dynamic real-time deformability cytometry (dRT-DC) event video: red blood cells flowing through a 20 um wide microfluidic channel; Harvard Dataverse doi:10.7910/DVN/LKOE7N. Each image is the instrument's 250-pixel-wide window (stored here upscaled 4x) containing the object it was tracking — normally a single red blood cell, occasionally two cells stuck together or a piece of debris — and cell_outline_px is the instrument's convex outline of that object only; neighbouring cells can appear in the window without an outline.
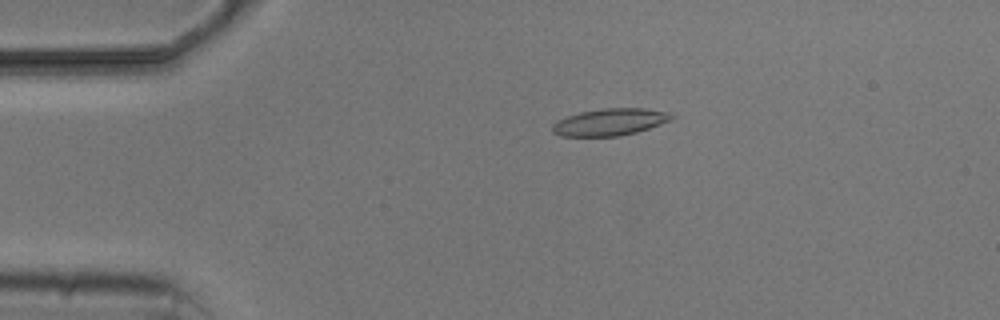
{"species": "common noctule bat (a hibernating species)", "species_latin": "Nyctalus noctula", "temperature_condition": "cold", "stored_images_in_passage": 6, "camera_frame_rate_fps": 3000, "um_per_image_px": 0.085, "animal": {"sex": "male", "body_mass_g": 20.5, "forearm_length_mm": 52.5}, "frame": {"image": 1, "passage_image": 3, "time_ms": 2.333, "image_size_px": [1000, 320], "cell_outline_px": [[676, 116], [672, 120], [636, 132], [620, 136], [560, 136], [552, 132], [552, 124], [568, 116], [580, 112], [600, 108], [644, 108], [672, 112]], "centroid_in_image_um": [51.89, 10.36], "position_along_channel_um": 33.1, "area_um2": 18.84}}
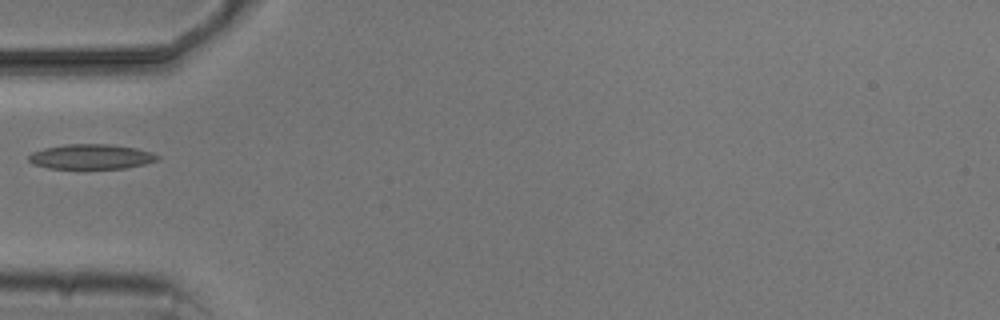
{"frame": {"image": 2, "passage_image": 5, "time_ms": 4.667, "image_size_px": [1000, 320], "cell_outline_px": [[160, 160], [144, 164], [124, 168], [84, 172], [48, 168], [32, 164], [28, 160], [28, 156], [32, 152], [44, 148], [64, 144], [112, 144], [136, 148], [152, 152], [160, 156]], "centroid_in_image_um": [7.73, 13.37], "position_along_channel_um": 77.3, "area_um2": 19.88}}
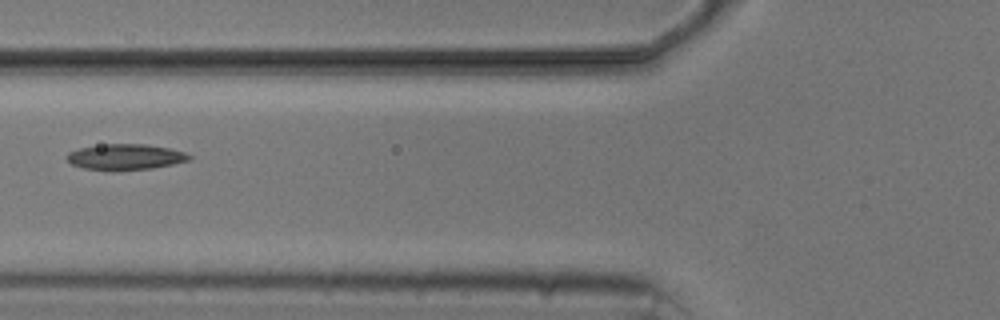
{"frame": {"image": 3, "passage_image": 6, "time_ms": 5.667, "image_size_px": [1000, 320], "cell_outline_px": [[192, 156], [188, 160], [172, 164], [152, 168], [112, 172], [84, 168], [72, 164], [64, 156], [68, 152], [80, 148], [104, 144], [148, 144], [168, 148], [184, 152]], "centroid_in_image_um": [10.61, 13.35], "position_along_channel_um": 115.2, "area_um2": 18.55}}